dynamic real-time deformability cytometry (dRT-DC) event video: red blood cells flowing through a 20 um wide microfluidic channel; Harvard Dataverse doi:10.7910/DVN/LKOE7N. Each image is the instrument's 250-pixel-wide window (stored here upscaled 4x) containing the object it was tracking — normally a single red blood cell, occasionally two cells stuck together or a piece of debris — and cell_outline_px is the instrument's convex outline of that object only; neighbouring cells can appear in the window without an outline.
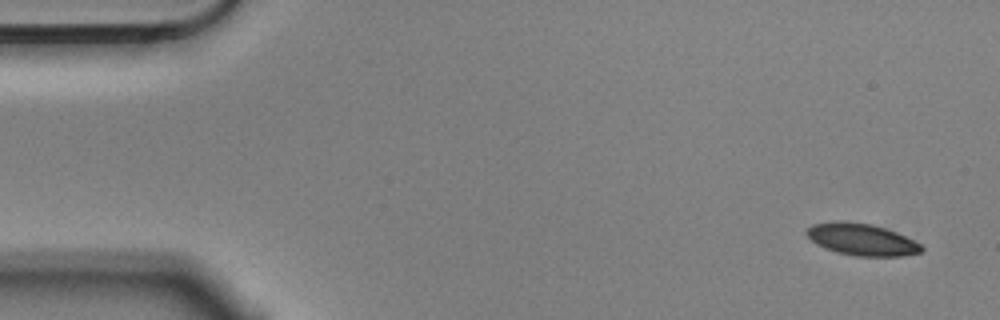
{"species": "Egyptian fruit bat (a non-hibernating species)", "species_latin": "Rousettus aegyptiacus", "temperature_condition": "cold", "stored_images_in_passage": 8, "camera_frame_rate_fps": 3000, "um_per_image_px": 0.085, "animal": {"sex": "male"}, "frame": {"image": 1, "passage_image": 1, "time_ms": 0.0, "image_size_px": [1000, 320], "cell_outline_px": [[924, 252], [904, 256], [856, 256], [836, 252], [824, 248], [816, 244], [804, 232], [812, 224], [832, 220], [840, 220], [872, 224], [896, 232], [920, 244], [924, 248]], "centroid_in_image_um": [73.22, 20.35], "position_along_channel_um": 11.8, "area_um2": 21.5}}
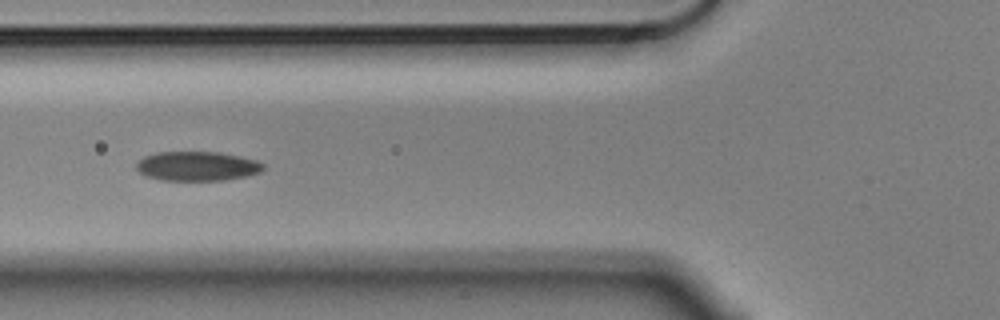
{"frame": {"image": 2, "passage_image": 6, "time_ms": 1.667, "image_size_px": [1000, 320], "cell_outline_px": [[264, 168], [260, 172], [248, 176], [224, 180], [160, 180], [144, 176], [136, 168], [136, 164], [144, 156], [156, 152], [220, 152], [256, 160], [264, 164]], "centroid_in_image_um": [16.75, 14.12], "position_along_channel_um": 109.0, "area_um2": 21.79}}
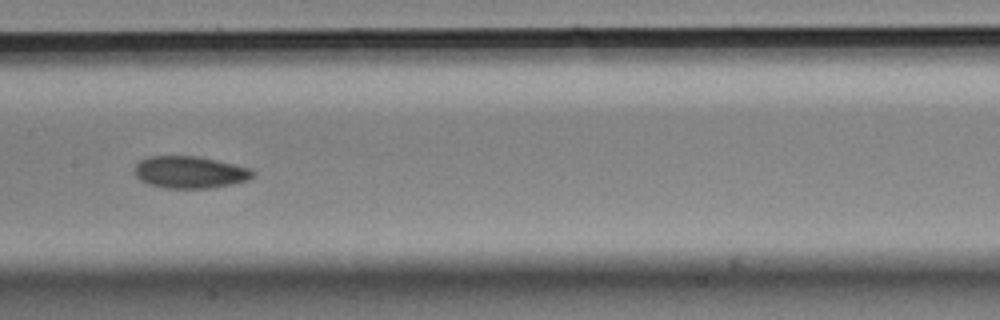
{"frame": {"image": 3, "passage_image": 8, "time_ms": 2.333, "image_size_px": [1000, 320], "cell_outline_px": [[256, 172], [248, 180], [232, 184], [208, 188], [164, 188], [148, 184], [140, 180], [136, 176], [136, 164], [140, 160], [148, 156], [196, 156], [216, 160], [248, 168]], "centroid_in_image_um": [16.12, 14.64], "position_along_channel_um": 191.3, "area_um2": 21.91}}